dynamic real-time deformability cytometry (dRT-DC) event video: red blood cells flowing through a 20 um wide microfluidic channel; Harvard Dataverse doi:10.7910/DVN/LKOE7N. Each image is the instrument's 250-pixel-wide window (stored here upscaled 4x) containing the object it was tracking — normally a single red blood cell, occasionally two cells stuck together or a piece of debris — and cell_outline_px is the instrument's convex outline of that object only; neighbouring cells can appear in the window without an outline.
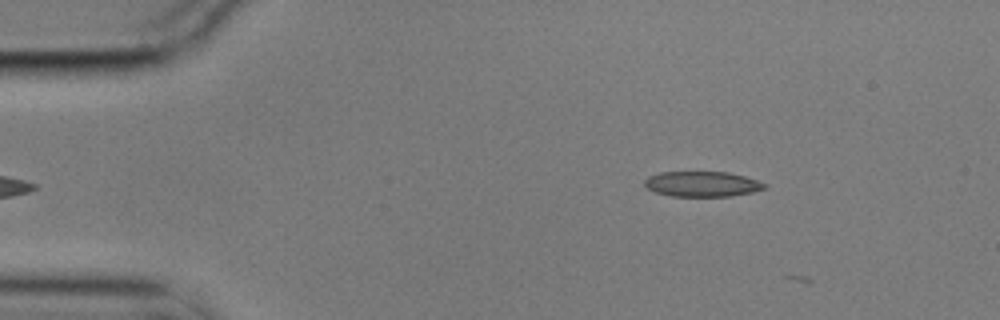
{"species": "common noctule bat (a hibernating species)", "species_latin": "Nyctalus noctula", "temperature_condition": "cold", "stored_images_in_passage": 7, "camera_frame_rate_fps": 3000, "um_per_image_px": 0.085, "animal": {"sex": "male", "body_mass_g": 17.9}, "frame": {"image": 1, "passage_image": 5, "time_ms": 1.333, "image_size_px": [1000, 320], "cell_outline_px": [[768, 188], [752, 192], [732, 196], [672, 196], [656, 192], [648, 188], [644, 184], [644, 180], [648, 176], [660, 172], [728, 172], [744, 176], [768, 184]], "centroid_in_image_um": [59.71, 15.64], "position_along_channel_um": 25.3, "area_um2": 17.69}}